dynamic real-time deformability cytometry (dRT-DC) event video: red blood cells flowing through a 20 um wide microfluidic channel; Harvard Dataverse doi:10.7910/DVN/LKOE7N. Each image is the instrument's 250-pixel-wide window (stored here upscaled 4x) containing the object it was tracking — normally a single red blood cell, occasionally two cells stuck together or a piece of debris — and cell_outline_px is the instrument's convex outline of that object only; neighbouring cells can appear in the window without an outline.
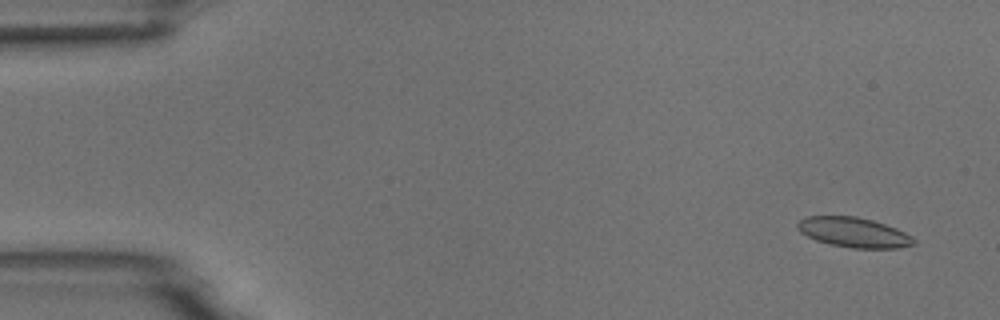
{"species": "common noctule bat (a hibernating species)", "species_latin": "Nyctalus noctula", "temperature_condition": "room temperature", "stored_images_in_passage": 7, "camera_frame_rate_fps": 3000, "um_per_image_px": 0.085, "animal": {"sex": "male", "body_mass_g": 18.8}, "frame": {"image": 1, "passage_image": 1, "time_ms": 0.0, "image_size_px": [1000, 320], "cell_outline_px": [[916, 244], [900, 248], [852, 248], [832, 244], [816, 240], [800, 232], [796, 228], [796, 224], [800, 220], [808, 216], [856, 216], [872, 220], [896, 228], [912, 236], [916, 240]], "centroid_in_image_um": [72.59, 19.75], "position_along_channel_um": 12.4, "area_um2": 20.23}}
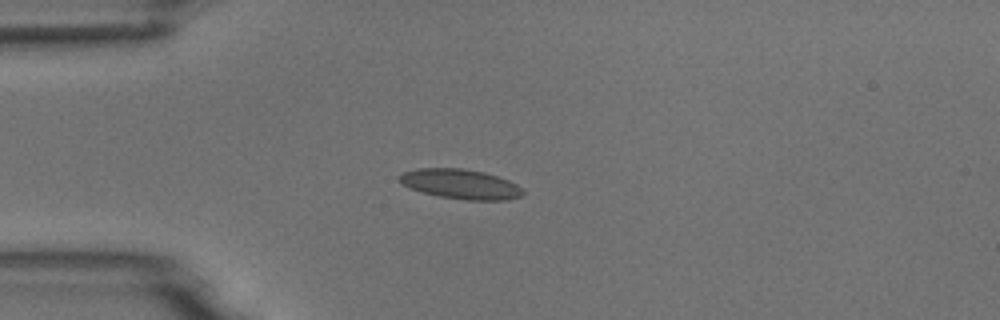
{"frame": {"image": 2, "passage_image": 4, "time_ms": 3.667, "image_size_px": [1000, 320], "cell_outline_px": [[524, 192], [520, 196], [508, 200], [468, 200], [440, 196], [424, 192], [400, 184], [396, 180], [396, 176], [404, 172], [420, 168], [460, 168], [484, 172], [508, 180], [516, 184]], "centroid_in_image_um": [39.11, 15.64], "position_along_channel_um": 45.9, "area_um2": 21.27}}